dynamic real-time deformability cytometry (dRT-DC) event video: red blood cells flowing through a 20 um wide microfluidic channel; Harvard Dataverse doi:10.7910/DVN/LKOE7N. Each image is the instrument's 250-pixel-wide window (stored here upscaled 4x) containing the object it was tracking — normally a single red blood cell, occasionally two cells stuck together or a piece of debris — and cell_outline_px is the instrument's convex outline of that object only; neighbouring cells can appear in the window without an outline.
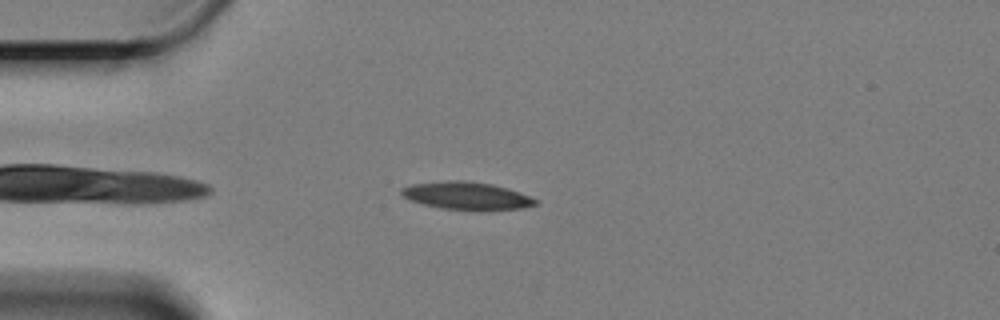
{"species": "Egyptian fruit bat (a non-hibernating species)", "species_latin": "Rousettus aegyptiacus", "temperature_condition": "cold", "stored_images_in_passage": 53, "camera_frame_rate_fps": 3000, "um_per_image_px": 0.085, "animal": {"sex": "female"}, "frame": {"image": 1, "passage_image": 8, "time_ms": 2.333, "image_size_px": [1000, 320], "cell_outline_px": [[540, 200], [536, 204], [520, 208], [444, 208], [424, 204], [412, 200], [404, 196], [400, 192], [400, 188], [412, 184], [448, 180], [464, 180], [492, 184], [508, 188], [520, 192]], "centroid_in_image_um": [39.66, 16.59], "position_along_channel_um": 45.3, "area_um2": 20.81}}
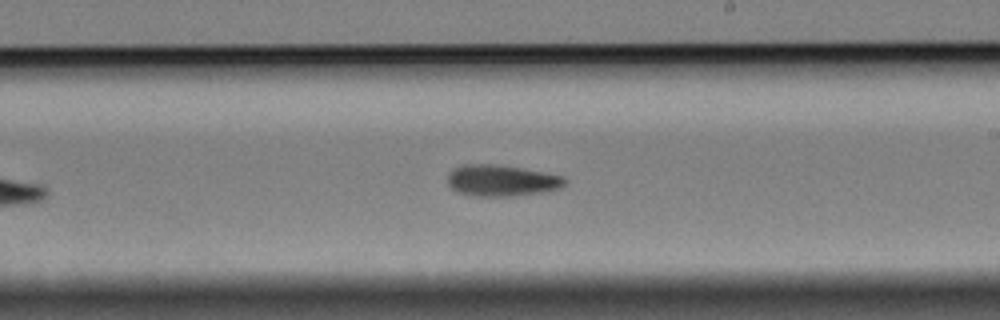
{"frame": {"image": 2, "passage_image": 28, "time_ms": 9.0, "image_size_px": [1000, 320], "cell_outline_px": [[568, 180], [560, 188], [548, 192], [516, 196], [476, 196], [456, 192], [448, 184], [448, 172], [464, 164], [492, 164], [520, 168], [544, 172], [564, 176]], "centroid_in_image_um": [42.66, 15.36], "position_along_channel_um": 246.3, "area_um2": 21.56}}
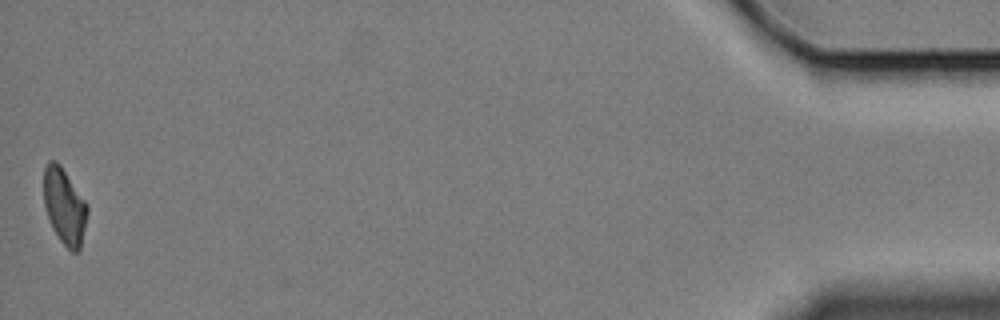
{"frame": {"image": 3, "passage_image": 53, "time_ms": 17.333, "image_size_px": [1000, 320], "cell_outline_px": [[88, 212], [80, 248], [76, 252], [72, 252], [60, 240], [52, 228], [44, 204], [44, 168], [48, 160], [52, 160], [60, 164], [88, 204]], "centroid_in_image_um": [5.48, 17.51], "position_along_channel_um": 429.7, "area_um2": 19.19}, "authors_computed_cell_mechanics": {"area_um2": 20.4612, "velocity_mm_per_s": 3.2868, "shape_relaxation_time_tau1_ms": 6.2556, "shape_relaxation_time_tau2_ms": null, "deformation_change_tau1": 0.1546, "deformation_change_tau2": null}}